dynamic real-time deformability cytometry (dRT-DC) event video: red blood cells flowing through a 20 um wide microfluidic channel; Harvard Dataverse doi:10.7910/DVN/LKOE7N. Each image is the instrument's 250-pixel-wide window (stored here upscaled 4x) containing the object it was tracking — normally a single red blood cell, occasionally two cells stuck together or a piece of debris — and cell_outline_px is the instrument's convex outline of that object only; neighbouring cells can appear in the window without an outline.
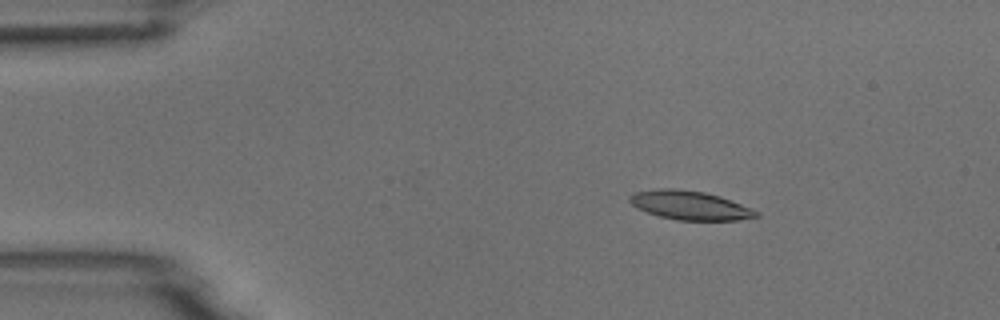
{"species": "common noctule bat (a hibernating species)", "species_latin": "Nyctalus noctula", "temperature_condition": "room temperature", "stored_images_in_passage": 4, "camera_frame_rate_fps": 3000, "um_per_image_px": 0.085, "animal": {"sex": "male", "body_mass_g": 18.8}, "frame": {"image": 1, "passage_image": 2, "time_ms": 0.333, "image_size_px": [1000, 320], "cell_outline_px": [[760, 216], [736, 220], [676, 220], [660, 216], [636, 208], [628, 200], [628, 196], [636, 192], [656, 188], [676, 188], [704, 192], [720, 196], [752, 208], [760, 212]], "centroid_in_image_um": [58.64, 17.44], "position_along_channel_um": 26.4, "area_um2": 21.39}}